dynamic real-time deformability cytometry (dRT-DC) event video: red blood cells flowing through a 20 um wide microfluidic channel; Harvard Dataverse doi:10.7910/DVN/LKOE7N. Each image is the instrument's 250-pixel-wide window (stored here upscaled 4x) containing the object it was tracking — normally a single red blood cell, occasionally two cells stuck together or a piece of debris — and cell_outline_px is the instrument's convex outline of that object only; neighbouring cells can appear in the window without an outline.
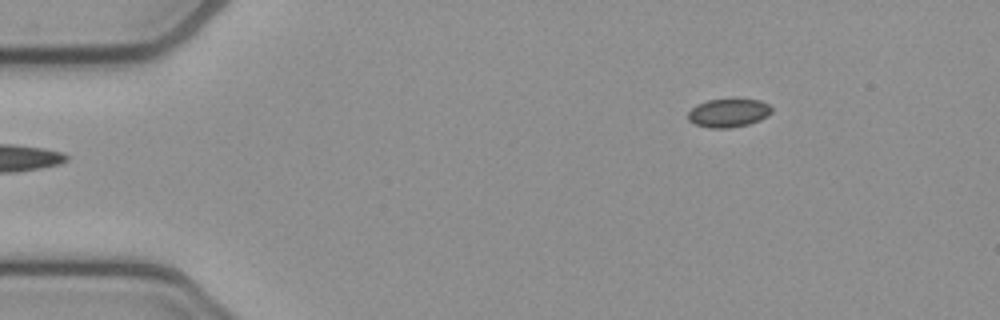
{"species": "common noctule bat (a hibernating species)", "species_latin": "Nyctalus noctula", "temperature_condition": "cold", "stored_images_in_passage": 2, "camera_frame_rate_fps": 3000, "um_per_image_px": 0.085, "animal": {"sex": "female", "body_mass_g": 21.9}, "frame": {"image": 1, "passage_image": 1, "time_ms": 0.0, "image_size_px": [1000, 320], "cell_outline_px": [[772, 112], [768, 116], [760, 120], [748, 124], [728, 128], [712, 128], [696, 124], [688, 120], [688, 112], [696, 104], [708, 100], [760, 100], [768, 104], [772, 108]], "centroid_in_image_um": [61.92, 9.6], "position_along_channel_um": 23.1, "area_um2": 13.7}}